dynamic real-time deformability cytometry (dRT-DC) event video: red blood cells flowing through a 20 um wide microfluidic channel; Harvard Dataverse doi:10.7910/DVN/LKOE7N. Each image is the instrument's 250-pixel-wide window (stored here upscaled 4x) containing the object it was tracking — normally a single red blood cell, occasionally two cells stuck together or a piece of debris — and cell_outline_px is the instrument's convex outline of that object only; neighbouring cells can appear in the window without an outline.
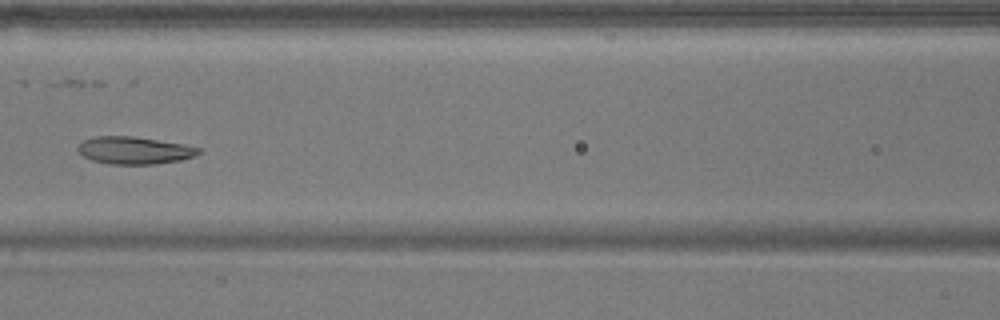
{"species": "common noctule bat (a hibernating species)", "species_latin": "Nyctalus noctula", "temperature_condition": "warm", "stored_images_in_passage": 6, "camera_frame_rate_fps": 3000, "um_per_image_px": 0.085, "animal": {"sex": "male", "body_mass_g": 17.9}, "frame": {"image": 1, "passage_image": 6, "time_ms": 6.667, "image_size_px": [1000, 320], "cell_outline_px": [[204, 152], [196, 156], [180, 160], [156, 164], [108, 164], [92, 160], [84, 156], [76, 148], [84, 140], [96, 136], [132, 136], [184, 144], [200, 148]], "centroid_in_image_um": [11.47, 12.78], "position_along_channel_um": 155.1, "area_um2": 19.31}}